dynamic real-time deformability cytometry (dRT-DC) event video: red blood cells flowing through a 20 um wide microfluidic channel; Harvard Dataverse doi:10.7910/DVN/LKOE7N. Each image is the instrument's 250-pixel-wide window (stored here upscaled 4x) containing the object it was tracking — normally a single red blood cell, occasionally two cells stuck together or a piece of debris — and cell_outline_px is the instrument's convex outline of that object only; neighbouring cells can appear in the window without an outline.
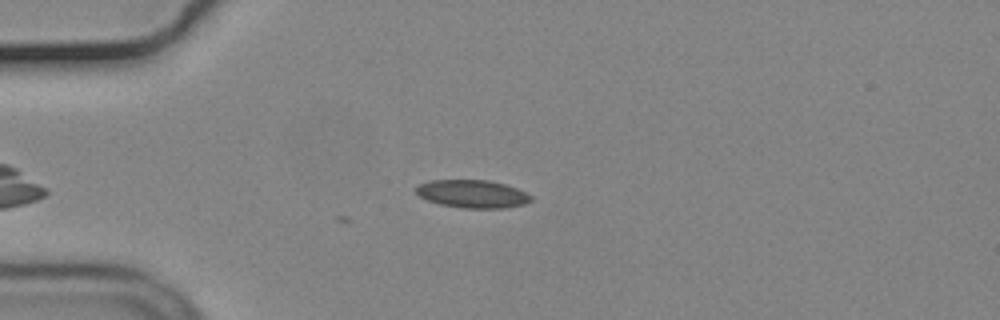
{"species": "common noctule bat (a hibernating species)", "species_latin": "Nyctalus noctula", "temperature_condition": "cold", "stored_images_in_passage": 7, "camera_frame_rate_fps": 3000, "um_per_image_px": 0.085, "animal": {"sex": "male", "body_mass_g": 19.2, "forearm_length_mm": 51.8}, "frame": {"image": 1, "passage_image": 1, "time_ms": 0.0, "image_size_px": [1000, 320], "cell_outline_px": [[532, 200], [524, 204], [504, 208], [464, 208], [440, 204], [428, 200], [420, 196], [416, 192], [416, 188], [420, 184], [428, 180], [488, 180], [504, 184], [516, 188], [532, 196]], "centroid_in_image_um": [40.16, 16.48], "position_along_channel_um": 44.8, "area_um2": 18.55}}